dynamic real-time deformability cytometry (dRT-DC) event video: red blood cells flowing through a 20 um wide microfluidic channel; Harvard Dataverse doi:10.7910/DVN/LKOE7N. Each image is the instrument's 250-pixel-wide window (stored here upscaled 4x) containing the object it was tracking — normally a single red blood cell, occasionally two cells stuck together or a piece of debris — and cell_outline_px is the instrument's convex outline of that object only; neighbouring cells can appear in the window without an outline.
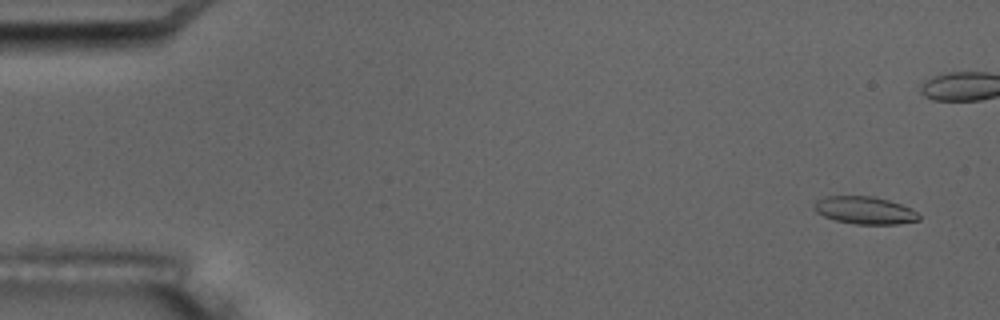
{"species": "common noctule bat (a hibernating species)", "species_latin": "Nyctalus noctula", "temperature_condition": "room temperature", "stored_images_in_passage": 1, "camera_frame_rate_fps": 3000, "um_per_image_px": 0.085, "animal": {"sex": "male", "body_mass_g": 17.5, "forearm_length_mm": 52.3}, "frame": {"image": 1, "passage_image": 1, "time_ms": 0.0, "image_size_px": [1000, 320], "cell_outline_px": [[920, 220], [896, 224], [856, 224], [836, 220], [824, 216], [816, 212], [816, 200], [824, 196], [872, 196], [888, 200], [900, 204], [916, 212], [920, 216]], "centroid_in_image_um": [73.5, 17.87], "position_along_channel_um": 11.5, "area_um2": 16.53}}